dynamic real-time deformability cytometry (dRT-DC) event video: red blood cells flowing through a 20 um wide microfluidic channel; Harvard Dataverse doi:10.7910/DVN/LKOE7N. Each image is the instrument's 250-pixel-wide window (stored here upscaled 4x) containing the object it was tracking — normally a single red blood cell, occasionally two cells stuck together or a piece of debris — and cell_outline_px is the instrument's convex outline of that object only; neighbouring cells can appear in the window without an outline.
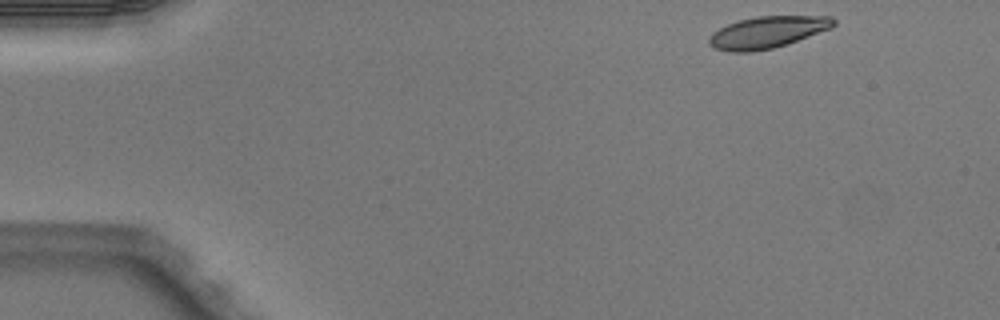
{"species": "Egyptian fruit bat (a non-hibernating species)", "species_latin": "Rousettus aegyptiacus", "temperature_condition": "warm", "stored_images_in_passage": 3, "camera_frame_rate_fps": 3000, "um_per_image_px": 0.085, "animal": {"sex": "male"}, "frame": {"image": 1, "passage_image": 1, "time_ms": 0.0, "image_size_px": [1000, 320], "cell_outline_px": [[836, 24], [832, 28], [772, 48], [752, 52], [728, 52], [712, 48], [708, 44], [708, 36], [712, 32], [728, 24], [740, 20], [756, 16], [832, 16], [836, 20]], "centroid_in_image_um": [65.18, 2.74], "position_along_channel_um": 19.8, "area_um2": 23.06}}